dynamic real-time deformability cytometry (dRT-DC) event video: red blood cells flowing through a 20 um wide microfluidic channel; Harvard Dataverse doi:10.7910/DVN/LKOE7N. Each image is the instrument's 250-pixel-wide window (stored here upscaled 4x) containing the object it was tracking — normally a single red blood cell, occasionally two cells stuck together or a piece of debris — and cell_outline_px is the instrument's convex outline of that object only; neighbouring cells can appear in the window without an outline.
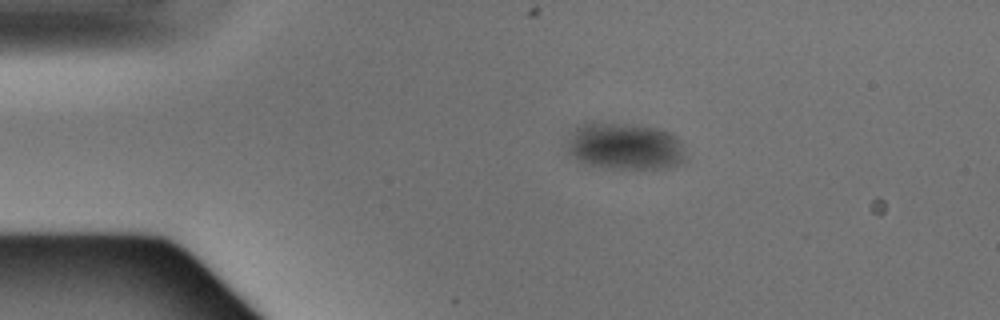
{"species": "Egyptian fruit bat (a non-hibernating species)", "species_latin": "Rousettus aegyptiacus", "temperature_condition": "warm", "stored_images_in_passage": 3, "camera_frame_rate_fps": 3000, "um_per_image_px": 0.085, "animal": {"sex": "male"}, "frame": {"image": 1, "passage_image": 1, "time_ms": 0.0, "image_size_px": [1000, 320], "cell_outline_px": [[680, 164], [668, 168], [612, 168], [592, 164], [580, 160], [568, 152], [568, 140], [576, 128], [584, 120], [640, 124], [672, 132], [680, 140]], "centroid_in_image_um": [53.08, 12.37], "position_along_channel_um": 31.9, "area_um2": 32.19}}